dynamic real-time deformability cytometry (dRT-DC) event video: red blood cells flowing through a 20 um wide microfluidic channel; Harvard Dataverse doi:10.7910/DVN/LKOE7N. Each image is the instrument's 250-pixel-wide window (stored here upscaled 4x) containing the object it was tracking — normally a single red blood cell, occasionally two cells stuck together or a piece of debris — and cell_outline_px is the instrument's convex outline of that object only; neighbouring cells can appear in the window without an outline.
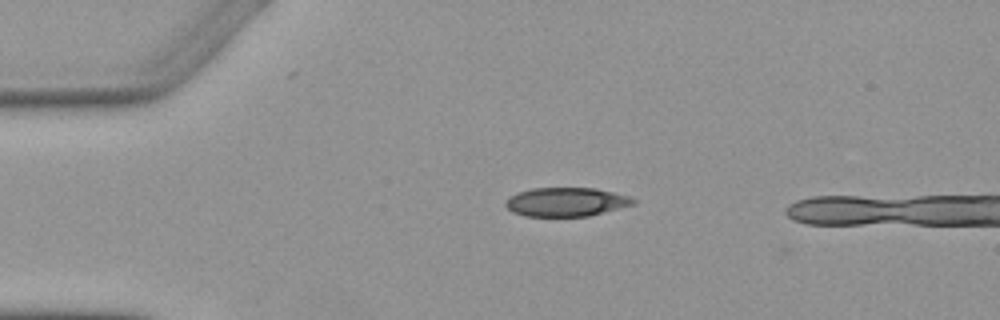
{"species": "Egyptian fruit bat (a non-hibernating species)", "species_latin": "Rousettus aegyptiacus", "temperature_condition": "warm", "stored_images_in_passage": 2, "camera_frame_rate_fps": 3000, "um_per_image_px": 0.085, "animal": {"sex": "female"}, "frame": {"image": 1, "passage_image": 1, "time_ms": 0.0, "image_size_px": [1000, 320], "cell_outline_px": [[636, 204], [588, 216], [524, 216], [512, 212], [504, 204], [508, 196], [532, 188], [596, 188], [632, 196], [636, 200]], "centroid_in_image_um": [48.15, 17.16], "position_along_channel_um": 36.9, "area_um2": 21.62}}